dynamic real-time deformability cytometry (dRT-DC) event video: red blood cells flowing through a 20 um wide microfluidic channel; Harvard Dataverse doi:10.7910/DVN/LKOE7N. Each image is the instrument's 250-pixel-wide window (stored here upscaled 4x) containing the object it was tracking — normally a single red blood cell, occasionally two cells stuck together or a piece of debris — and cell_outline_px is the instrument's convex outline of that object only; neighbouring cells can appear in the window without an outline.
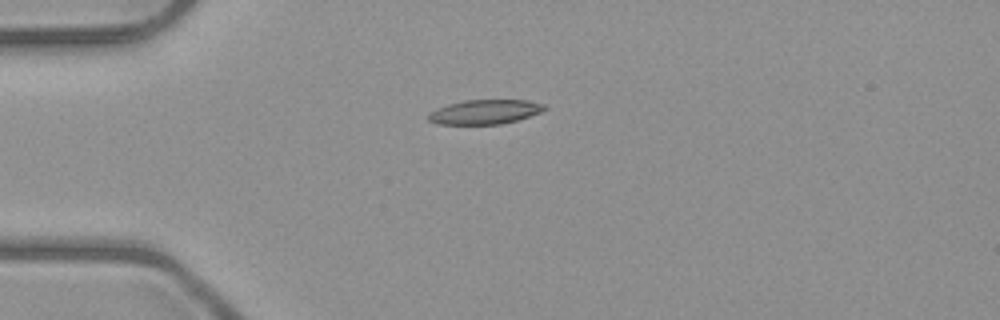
{"species": "common noctule bat (a hibernating species)", "species_latin": "Nyctalus noctula", "temperature_condition": "room temperature", "stored_images_in_passage": 3, "camera_frame_rate_fps": 3000, "um_per_image_px": 0.085, "animal": {"sex": "male", "body_mass_g": 23.1, "forearm_length_mm": 52.7}, "frame": {"image": 1, "passage_image": 1, "time_ms": 0.0, "image_size_px": [1000, 320], "cell_outline_px": [[548, 108], [540, 112], [516, 120], [500, 124], [436, 124], [428, 120], [428, 116], [436, 108], [448, 104], [464, 100], [528, 100], [544, 104]], "centroid_in_image_um": [41.21, 9.5], "position_along_channel_um": 43.8, "area_um2": 16.42}}
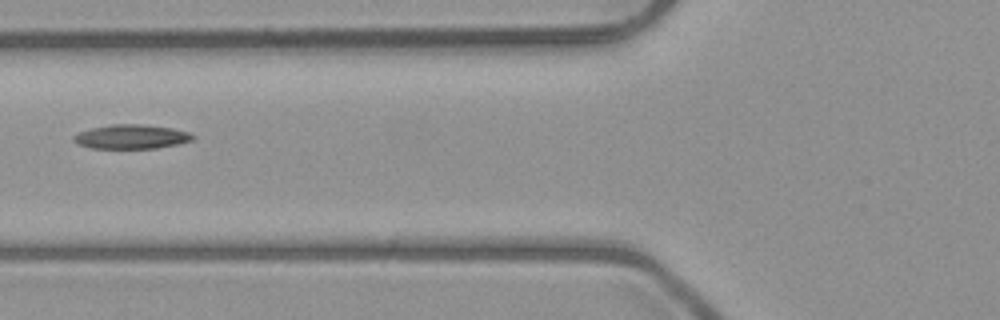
{"frame": {"image": 2, "passage_image": 3, "time_ms": 2.333, "image_size_px": [1000, 320], "cell_outline_px": [[196, 136], [192, 140], [176, 144], [156, 148], [92, 148], [76, 144], [72, 140], [72, 136], [80, 132], [92, 128], [112, 124], [140, 124], [172, 128], [192, 132]], "centroid_in_image_um": [11.17, 11.62], "position_along_channel_um": 114.6, "area_um2": 16.82}}